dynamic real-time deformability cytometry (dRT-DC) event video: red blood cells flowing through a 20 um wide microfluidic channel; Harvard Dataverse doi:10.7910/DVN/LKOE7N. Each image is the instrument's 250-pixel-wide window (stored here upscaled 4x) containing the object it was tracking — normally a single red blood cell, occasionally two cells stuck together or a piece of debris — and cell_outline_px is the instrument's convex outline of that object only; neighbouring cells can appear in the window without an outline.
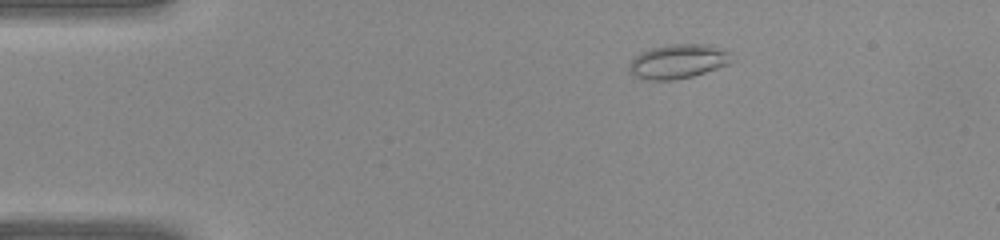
{"species": "common noctule bat (a hibernating species)", "species_latin": "Nyctalus noctula", "temperature_condition": "warm", "stored_images_in_passage": 34, "camera_frame_rate_fps": 3000, "um_per_image_px": 0.085, "animal": {"sex": "female", "body_mass_g": 22.0, "forearm_length_mm": 56.7}, "frame": {"image": 1, "passage_image": 1, "time_ms": 0.0, "image_size_px": [1000, 240], "cell_outline_px": [[728, 64], [692, 76], [676, 80], [648, 80], [636, 76], [628, 72], [628, 64], [640, 52], [652, 48], [668, 44], [712, 44], [728, 52]], "centroid_in_image_um": [57.56, 5.22], "position_along_channel_um": 27.4, "area_um2": 20.23}}
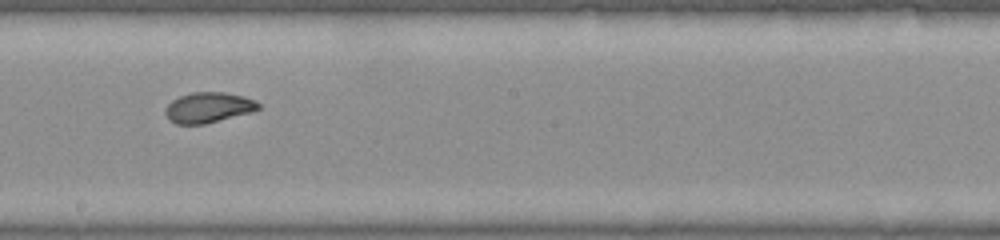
{"frame": {"image": 2, "passage_image": 17, "time_ms": 5.333, "image_size_px": [1000, 240], "cell_outline_px": [[260, 108], [252, 112], [204, 124], [176, 124], [168, 120], [164, 112], [164, 108], [172, 100], [180, 96], [192, 92], [224, 92], [244, 96], [256, 100], [260, 104]], "centroid_in_image_um": [17.7, 9.14], "position_along_channel_um": 230.5, "area_um2": 16.65}}
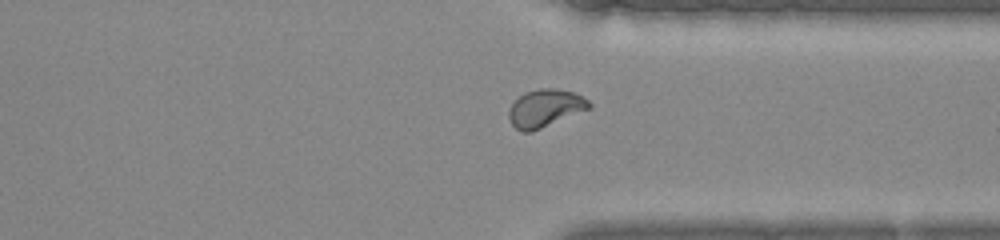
{"frame": {"image": 3, "passage_image": 25, "time_ms": 8.0, "image_size_px": [1000, 240], "cell_outline_px": [[592, 108], [532, 132], [520, 132], [512, 124], [508, 116], [508, 112], [512, 104], [524, 92], [540, 88], [556, 88], [572, 92], [588, 100], [592, 104]], "centroid_in_image_um": [46.34, 9.21], "position_along_channel_um": 365.1, "area_um2": 17.69}}